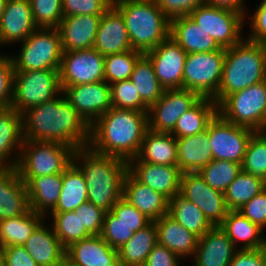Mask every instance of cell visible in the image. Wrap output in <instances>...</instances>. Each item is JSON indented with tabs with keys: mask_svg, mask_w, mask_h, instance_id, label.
<instances>
[{
	"mask_svg": "<svg viewBox=\"0 0 266 266\" xmlns=\"http://www.w3.org/2000/svg\"><path fill=\"white\" fill-rule=\"evenodd\" d=\"M201 97L184 88L165 89L162 96L149 107L148 129L171 133L178 119Z\"/></svg>",
	"mask_w": 266,
	"mask_h": 266,
	"instance_id": "13",
	"label": "cell"
},
{
	"mask_svg": "<svg viewBox=\"0 0 266 266\" xmlns=\"http://www.w3.org/2000/svg\"><path fill=\"white\" fill-rule=\"evenodd\" d=\"M61 92L59 69L14 71L11 107L22 114L27 109L53 100Z\"/></svg>",
	"mask_w": 266,
	"mask_h": 266,
	"instance_id": "9",
	"label": "cell"
},
{
	"mask_svg": "<svg viewBox=\"0 0 266 266\" xmlns=\"http://www.w3.org/2000/svg\"><path fill=\"white\" fill-rule=\"evenodd\" d=\"M47 218L33 210L20 216L0 220V249L8 246H23L34 230Z\"/></svg>",
	"mask_w": 266,
	"mask_h": 266,
	"instance_id": "36",
	"label": "cell"
},
{
	"mask_svg": "<svg viewBox=\"0 0 266 266\" xmlns=\"http://www.w3.org/2000/svg\"><path fill=\"white\" fill-rule=\"evenodd\" d=\"M112 212L131 228L133 232L145 228L152 222L123 197L113 206Z\"/></svg>",
	"mask_w": 266,
	"mask_h": 266,
	"instance_id": "50",
	"label": "cell"
},
{
	"mask_svg": "<svg viewBox=\"0 0 266 266\" xmlns=\"http://www.w3.org/2000/svg\"><path fill=\"white\" fill-rule=\"evenodd\" d=\"M235 249L220 226H213L198 238L193 266H229Z\"/></svg>",
	"mask_w": 266,
	"mask_h": 266,
	"instance_id": "24",
	"label": "cell"
},
{
	"mask_svg": "<svg viewBox=\"0 0 266 266\" xmlns=\"http://www.w3.org/2000/svg\"><path fill=\"white\" fill-rule=\"evenodd\" d=\"M65 260L71 266H120L118 250L101 235H91L66 248Z\"/></svg>",
	"mask_w": 266,
	"mask_h": 266,
	"instance_id": "18",
	"label": "cell"
},
{
	"mask_svg": "<svg viewBox=\"0 0 266 266\" xmlns=\"http://www.w3.org/2000/svg\"><path fill=\"white\" fill-rule=\"evenodd\" d=\"M14 71L11 56L0 54V109L11 107L13 100Z\"/></svg>",
	"mask_w": 266,
	"mask_h": 266,
	"instance_id": "49",
	"label": "cell"
},
{
	"mask_svg": "<svg viewBox=\"0 0 266 266\" xmlns=\"http://www.w3.org/2000/svg\"><path fill=\"white\" fill-rule=\"evenodd\" d=\"M170 36L187 53L213 52L222 49L189 16L170 20Z\"/></svg>",
	"mask_w": 266,
	"mask_h": 266,
	"instance_id": "30",
	"label": "cell"
},
{
	"mask_svg": "<svg viewBox=\"0 0 266 266\" xmlns=\"http://www.w3.org/2000/svg\"><path fill=\"white\" fill-rule=\"evenodd\" d=\"M62 182L63 173L32 178L26 184L30 209L47 217L57 204Z\"/></svg>",
	"mask_w": 266,
	"mask_h": 266,
	"instance_id": "33",
	"label": "cell"
},
{
	"mask_svg": "<svg viewBox=\"0 0 266 266\" xmlns=\"http://www.w3.org/2000/svg\"><path fill=\"white\" fill-rule=\"evenodd\" d=\"M158 243L155 222L140 229L118 249L120 266H143L148 254Z\"/></svg>",
	"mask_w": 266,
	"mask_h": 266,
	"instance_id": "35",
	"label": "cell"
},
{
	"mask_svg": "<svg viewBox=\"0 0 266 266\" xmlns=\"http://www.w3.org/2000/svg\"><path fill=\"white\" fill-rule=\"evenodd\" d=\"M113 0H62L63 16L103 15Z\"/></svg>",
	"mask_w": 266,
	"mask_h": 266,
	"instance_id": "48",
	"label": "cell"
},
{
	"mask_svg": "<svg viewBox=\"0 0 266 266\" xmlns=\"http://www.w3.org/2000/svg\"><path fill=\"white\" fill-rule=\"evenodd\" d=\"M263 266H266V247H264V262Z\"/></svg>",
	"mask_w": 266,
	"mask_h": 266,
	"instance_id": "61",
	"label": "cell"
},
{
	"mask_svg": "<svg viewBox=\"0 0 266 266\" xmlns=\"http://www.w3.org/2000/svg\"><path fill=\"white\" fill-rule=\"evenodd\" d=\"M180 193L199 207L213 226H219L227 216L224 193L211 188L198 172L182 173Z\"/></svg>",
	"mask_w": 266,
	"mask_h": 266,
	"instance_id": "15",
	"label": "cell"
},
{
	"mask_svg": "<svg viewBox=\"0 0 266 266\" xmlns=\"http://www.w3.org/2000/svg\"><path fill=\"white\" fill-rule=\"evenodd\" d=\"M7 1L8 0H0V18L2 16V13H3L4 9H5Z\"/></svg>",
	"mask_w": 266,
	"mask_h": 266,
	"instance_id": "59",
	"label": "cell"
},
{
	"mask_svg": "<svg viewBox=\"0 0 266 266\" xmlns=\"http://www.w3.org/2000/svg\"><path fill=\"white\" fill-rule=\"evenodd\" d=\"M128 171L142 184L161 193L168 200L180 192L182 172L178 166L147 162H128Z\"/></svg>",
	"mask_w": 266,
	"mask_h": 266,
	"instance_id": "22",
	"label": "cell"
},
{
	"mask_svg": "<svg viewBox=\"0 0 266 266\" xmlns=\"http://www.w3.org/2000/svg\"><path fill=\"white\" fill-rule=\"evenodd\" d=\"M218 113L228 122L253 131L266 130V80L228 95Z\"/></svg>",
	"mask_w": 266,
	"mask_h": 266,
	"instance_id": "7",
	"label": "cell"
},
{
	"mask_svg": "<svg viewBox=\"0 0 266 266\" xmlns=\"http://www.w3.org/2000/svg\"><path fill=\"white\" fill-rule=\"evenodd\" d=\"M62 93L90 126L112 107L110 86L105 81L65 86Z\"/></svg>",
	"mask_w": 266,
	"mask_h": 266,
	"instance_id": "17",
	"label": "cell"
},
{
	"mask_svg": "<svg viewBox=\"0 0 266 266\" xmlns=\"http://www.w3.org/2000/svg\"><path fill=\"white\" fill-rule=\"evenodd\" d=\"M225 48L213 52L189 53L183 71V88L200 97L214 98L218 92L225 60Z\"/></svg>",
	"mask_w": 266,
	"mask_h": 266,
	"instance_id": "10",
	"label": "cell"
},
{
	"mask_svg": "<svg viewBox=\"0 0 266 266\" xmlns=\"http://www.w3.org/2000/svg\"><path fill=\"white\" fill-rule=\"evenodd\" d=\"M130 80L148 107L154 104L165 90L155 75L151 61L145 55L137 61Z\"/></svg>",
	"mask_w": 266,
	"mask_h": 266,
	"instance_id": "40",
	"label": "cell"
},
{
	"mask_svg": "<svg viewBox=\"0 0 266 266\" xmlns=\"http://www.w3.org/2000/svg\"><path fill=\"white\" fill-rule=\"evenodd\" d=\"M104 57L94 48L63 52L59 69L61 89L104 81Z\"/></svg>",
	"mask_w": 266,
	"mask_h": 266,
	"instance_id": "14",
	"label": "cell"
},
{
	"mask_svg": "<svg viewBox=\"0 0 266 266\" xmlns=\"http://www.w3.org/2000/svg\"><path fill=\"white\" fill-rule=\"evenodd\" d=\"M88 201L87 184L82 172L72 163L63 172V182L56 206L50 212L74 211Z\"/></svg>",
	"mask_w": 266,
	"mask_h": 266,
	"instance_id": "38",
	"label": "cell"
},
{
	"mask_svg": "<svg viewBox=\"0 0 266 266\" xmlns=\"http://www.w3.org/2000/svg\"><path fill=\"white\" fill-rule=\"evenodd\" d=\"M110 86V101L113 108L148 112L149 107L141 100L133 82L118 81Z\"/></svg>",
	"mask_w": 266,
	"mask_h": 266,
	"instance_id": "45",
	"label": "cell"
},
{
	"mask_svg": "<svg viewBox=\"0 0 266 266\" xmlns=\"http://www.w3.org/2000/svg\"><path fill=\"white\" fill-rule=\"evenodd\" d=\"M58 266H71L66 260Z\"/></svg>",
	"mask_w": 266,
	"mask_h": 266,
	"instance_id": "62",
	"label": "cell"
},
{
	"mask_svg": "<svg viewBox=\"0 0 266 266\" xmlns=\"http://www.w3.org/2000/svg\"><path fill=\"white\" fill-rule=\"evenodd\" d=\"M22 143V115L12 107L0 109V168L17 167Z\"/></svg>",
	"mask_w": 266,
	"mask_h": 266,
	"instance_id": "27",
	"label": "cell"
},
{
	"mask_svg": "<svg viewBox=\"0 0 266 266\" xmlns=\"http://www.w3.org/2000/svg\"><path fill=\"white\" fill-rule=\"evenodd\" d=\"M62 95L21 114L23 141L55 142L74 150L89 146L90 125Z\"/></svg>",
	"mask_w": 266,
	"mask_h": 266,
	"instance_id": "1",
	"label": "cell"
},
{
	"mask_svg": "<svg viewBox=\"0 0 266 266\" xmlns=\"http://www.w3.org/2000/svg\"><path fill=\"white\" fill-rule=\"evenodd\" d=\"M180 259L176 254L158 243L148 254L143 266H179Z\"/></svg>",
	"mask_w": 266,
	"mask_h": 266,
	"instance_id": "55",
	"label": "cell"
},
{
	"mask_svg": "<svg viewBox=\"0 0 266 266\" xmlns=\"http://www.w3.org/2000/svg\"><path fill=\"white\" fill-rule=\"evenodd\" d=\"M176 142V138L171 133H158L148 129L138 156L129 162L177 166Z\"/></svg>",
	"mask_w": 266,
	"mask_h": 266,
	"instance_id": "32",
	"label": "cell"
},
{
	"mask_svg": "<svg viewBox=\"0 0 266 266\" xmlns=\"http://www.w3.org/2000/svg\"><path fill=\"white\" fill-rule=\"evenodd\" d=\"M158 244L166 247L180 259L193 257L198 236L188 231L168 213L155 221Z\"/></svg>",
	"mask_w": 266,
	"mask_h": 266,
	"instance_id": "29",
	"label": "cell"
},
{
	"mask_svg": "<svg viewBox=\"0 0 266 266\" xmlns=\"http://www.w3.org/2000/svg\"><path fill=\"white\" fill-rule=\"evenodd\" d=\"M265 188L266 182L262 178L241 170L224 192L228 210L238 211Z\"/></svg>",
	"mask_w": 266,
	"mask_h": 266,
	"instance_id": "39",
	"label": "cell"
},
{
	"mask_svg": "<svg viewBox=\"0 0 266 266\" xmlns=\"http://www.w3.org/2000/svg\"><path fill=\"white\" fill-rule=\"evenodd\" d=\"M0 266H7L4 255L1 250H0Z\"/></svg>",
	"mask_w": 266,
	"mask_h": 266,
	"instance_id": "60",
	"label": "cell"
},
{
	"mask_svg": "<svg viewBox=\"0 0 266 266\" xmlns=\"http://www.w3.org/2000/svg\"><path fill=\"white\" fill-rule=\"evenodd\" d=\"M163 14L172 20L176 17L189 16L205 0H155Z\"/></svg>",
	"mask_w": 266,
	"mask_h": 266,
	"instance_id": "53",
	"label": "cell"
},
{
	"mask_svg": "<svg viewBox=\"0 0 266 266\" xmlns=\"http://www.w3.org/2000/svg\"><path fill=\"white\" fill-rule=\"evenodd\" d=\"M122 14L132 49L146 53L170 36V20L155 0H113Z\"/></svg>",
	"mask_w": 266,
	"mask_h": 266,
	"instance_id": "5",
	"label": "cell"
},
{
	"mask_svg": "<svg viewBox=\"0 0 266 266\" xmlns=\"http://www.w3.org/2000/svg\"><path fill=\"white\" fill-rule=\"evenodd\" d=\"M143 55L144 53L134 49L105 55L104 81L107 84H112L118 81L129 80L137 61Z\"/></svg>",
	"mask_w": 266,
	"mask_h": 266,
	"instance_id": "42",
	"label": "cell"
},
{
	"mask_svg": "<svg viewBox=\"0 0 266 266\" xmlns=\"http://www.w3.org/2000/svg\"><path fill=\"white\" fill-rule=\"evenodd\" d=\"M23 246L38 266H58L65 261L66 249L55 235L53 227H47L45 221L34 230Z\"/></svg>",
	"mask_w": 266,
	"mask_h": 266,
	"instance_id": "26",
	"label": "cell"
},
{
	"mask_svg": "<svg viewBox=\"0 0 266 266\" xmlns=\"http://www.w3.org/2000/svg\"><path fill=\"white\" fill-rule=\"evenodd\" d=\"M177 166L182 173L198 172L213 160L209 139V124L203 132L176 138Z\"/></svg>",
	"mask_w": 266,
	"mask_h": 266,
	"instance_id": "28",
	"label": "cell"
},
{
	"mask_svg": "<svg viewBox=\"0 0 266 266\" xmlns=\"http://www.w3.org/2000/svg\"><path fill=\"white\" fill-rule=\"evenodd\" d=\"M218 113V105L212 98L201 97L176 122L171 132L175 138L199 134L207 129L210 121Z\"/></svg>",
	"mask_w": 266,
	"mask_h": 266,
	"instance_id": "34",
	"label": "cell"
},
{
	"mask_svg": "<svg viewBox=\"0 0 266 266\" xmlns=\"http://www.w3.org/2000/svg\"><path fill=\"white\" fill-rule=\"evenodd\" d=\"M168 214L198 237H202L213 227L201 209L187 201L180 192L169 199Z\"/></svg>",
	"mask_w": 266,
	"mask_h": 266,
	"instance_id": "37",
	"label": "cell"
},
{
	"mask_svg": "<svg viewBox=\"0 0 266 266\" xmlns=\"http://www.w3.org/2000/svg\"><path fill=\"white\" fill-rule=\"evenodd\" d=\"M11 56L15 71L60 69L63 49L57 28H36Z\"/></svg>",
	"mask_w": 266,
	"mask_h": 266,
	"instance_id": "8",
	"label": "cell"
},
{
	"mask_svg": "<svg viewBox=\"0 0 266 266\" xmlns=\"http://www.w3.org/2000/svg\"><path fill=\"white\" fill-rule=\"evenodd\" d=\"M238 211L252 223L266 228V188L251 200L246 202Z\"/></svg>",
	"mask_w": 266,
	"mask_h": 266,
	"instance_id": "51",
	"label": "cell"
},
{
	"mask_svg": "<svg viewBox=\"0 0 266 266\" xmlns=\"http://www.w3.org/2000/svg\"><path fill=\"white\" fill-rule=\"evenodd\" d=\"M36 28L29 0H8L0 18V46L22 42Z\"/></svg>",
	"mask_w": 266,
	"mask_h": 266,
	"instance_id": "19",
	"label": "cell"
},
{
	"mask_svg": "<svg viewBox=\"0 0 266 266\" xmlns=\"http://www.w3.org/2000/svg\"><path fill=\"white\" fill-rule=\"evenodd\" d=\"M93 48L104 56L133 50L124 18L113 5L101 17Z\"/></svg>",
	"mask_w": 266,
	"mask_h": 266,
	"instance_id": "20",
	"label": "cell"
},
{
	"mask_svg": "<svg viewBox=\"0 0 266 266\" xmlns=\"http://www.w3.org/2000/svg\"><path fill=\"white\" fill-rule=\"evenodd\" d=\"M244 0H205L206 4L230 9L241 13L246 17V7L244 6Z\"/></svg>",
	"mask_w": 266,
	"mask_h": 266,
	"instance_id": "58",
	"label": "cell"
},
{
	"mask_svg": "<svg viewBox=\"0 0 266 266\" xmlns=\"http://www.w3.org/2000/svg\"><path fill=\"white\" fill-rule=\"evenodd\" d=\"M102 15L64 16L57 27L63 52L93 48Z\"/></svg>",
	"mask_w": 266,
	"mask_h": 266,
	"instance_id": "21",
	"label": "cell"
},
{
	"mask_svg": "<svg viewBox=\"0 0 266 266\" xmlns=\"http://www.w3.org/2000/svg\"><path fill=\"white\" fill-rule=\"evenodd\" d=\"M266 80V43L243 38L226 48L220 86L213 100L219 105L228 95Z\"/></svg>",
	"mask_w": 266,
	"mask_h": 266,
	"instance_id": "4",
	"label": "cell"
},
{
	"mask_svg": "<svg viewBox=\"0 0 266 266\" xmlns=\"http://www.w3.org/2000/svg\"><path fill=\"white\" fill-rule=\"evenodd\" d=\"M74 149L55 142L23 141L17 165L21 180L63 173L73 161Z\"/></svg>",
	"mask_w": 266,
	"mask_h": 266,
	"instance_id": "6",
	"label": "cell"
},
{
	"mask_svg": "<svg viewBox=\"0 0 266 266\" xmlns=\"http://www.w3.org/2000/svg\"><path fill=\"white\" fill-rule=\"evenodd\" d=\"M37 27L57 28L63 19L62 0H29Z\"/></svg>",
	"mask_w": 266,
	"mask_h": 266,
	"instance_id": "46",
	"label": "cell"
},
{
	"mask_svg": "<svg viewBox=\"0 0 266 266\" xmlns=\"http://www.w3.org/2000/svg\"><path fill=\"white\" fill-rule=\"evenodd\" d=\"M241 167L243 171L266 182V130L252 134Z\"/></svg>",
	"mask_w": 266,
	"mask_h": 266,
	"instance_id": "44",
	"label": "cell"
},
{
	"mask_svg": "<svg viewBox=\"0 0 266 266\" xmlns=\"http://www.w3.org/2000/svg\"><path fill=\"white\" fill-rule=\"evenodd\" d=\"M147 130L148 112L111 107L90 126L88 147L129 162L138 156Z\"/></svg>",
	"mask_w": 266,
	"mask_h": 266,
	"instance_id": "2",
	"label": "cell"
},
{
	"mask_svg": "<svg viewBox=\"0 0 266 266\" xmlns=\"http://www.w3.org/2000/svg\"><path fill=\"white\" fill-rule=\"evenodd\" d=\"M144 55L151 61L155 75L164 89L183 88L187 53L171 36Z\"/></svg>",
	"mask_w": 266,
	"mask_h": 266,
	"instance_id": "16",
	"label": "cell"
},
{
	"mask_svg": "<svg viewBox=\"0 0 266 266\" xmlns=\"http://www.w3.org/2000/svg\"><path fill=\"white\" fill-rule=\"evenodd\" d=\"M264 247L260 249H237L229 266H263Z\"/></svg>",
	"mask_w": 266,
	"mask_h": 266,
	"instance_id": "57",
	"label": "cell"
},
{
	"mask_svg": "<svg viewBox=\"0 0 266 266\" xmlns=\"http://www.w3.org/2000/svg\"><path fill=\"white\" fill-rule=\"evenodd\" d=\"M241 170L239 163L213 159L198 173L211 188L224 193Z\"/></svg>",
	"mask_w": 266,
	"mask_h": 266,
	"instance_id": "43",
	"label": "cell"
},
{
	"mask_svg": "<svg viewBox=\"0 0 266 266\" xmlns=\"http://www.w3.org/2000/svg\"><path fill=\"white\" fill-rule=\"evenodd\" d=\"M189 17L221 48H230L243 39L241 31L246 18L239 12L204 3Z\"/></svg>",
	"mask_w": 266,
	"mask_h": 266,
	"instance_id": "11",
	"label": "cell"
},
{
	"mask_svg": "<svg viewBox=\"0 0 266 266\" xmlns=\"http://www.w3.org/2000/svg\"><path fill=\"white\" fill-rule=\"evenodd\" d=\"M49 214L53 218L51 225H53L55 235L65 249L71 244L91 236L81 223L80 209L67 212H50Z\"/></svg>",
	"mask_w": 266,
	"mask_h": 266,
	"instance_id": "41",
	"label": "cell"
},
{
	"mask_svg": "<svg viewBox=\"0 0 266 266\" xmlns=\"http://www.w3.org/2000/svg\"><path fill=\"white\" fill-rule=\"evenodd\" d=\"M82 225L91 235H100L102 232L105 211L87 201L78 207Z\"/></svg>",
	"mask_w": 266,
	"mask_h": 266,
	"instance_id": "52",
	"label": "cell"
},
{
	"mask_svg": "<svg viewBox=\"0 0 266 266\" xmlns=\"http://www.w3.org/2000/svg\"><path fill=\"white\" fill-rule=\"evenodd\" d=\"M0 250L4 255L7 266H38L24 246H8Z\"/></svg>",
	"mask_w": 266,
	"mask_h": 266,
	"instance_id": "56",
	"label": "cell"
},
{
	"mask_svg": "<svg viewBox=\"0 0 266 266\" xmlns=\"http://www.w3.org/2000/svg\"><path fill=\"white\" fill-rule=\"evenodd\" d=\"M72 163L82 172L87 184L88 201L105 212L123 197V183L128 162L113 156L101 155L89 147L77 149Z\"/></svg>",
	"mask_w": 266,
	"mask_h": 266,
	"instance_id": "3",
	"label": "cell"
},
{
	"mask_svg": "<svg viewBox=\"0 0 266 266\" xmlns=\"http://www.w3.org/2000/svg\"><path fill=\"white\" fill-rule=\"evenodd\" d=\"M237 249H260L266 247V236L259 225L252 223L239 211H228L219 225ZM243 242L240 248L238 242Z\"/></svg>",
	"mask_w": 266,
	"mask_h": 266,
	"instance_id": "31",
	"label": "cell"
},
{
	"mask_svg": "<svg viewBox=\"0 0 266 266\" xmlns=\"http://www.w3.org/2000/svg\"><path fill=\"white\" fill-rule=\"evenodd\" d=\"M123 198L152 222L168 213L169 200L161 193L139 182L129 171L123 183Z\"/></svg>",
	"mask_w": 266,
	"mask_h": 266,
	"instance_id": "25",
	"label": "cell"
},
{
	"mask_svg": "<svg viewBox=\"0 0 266 266\" xmlns=\"http://www.w3.org/2000/svg\"><path fill=\"white\" fill-rule=\"evenodd\" d=\"M134 234L112 211L105 213L101 237L114 249L123 246Z\"/></svg>",
	"mask_w": 266,
	"mask_h": 266,
	"instance_id": "47",
	"label": "cell"
},
{
	"mask_svg": "<svg viewBox=\"0 0 266 266\" xmlns=\"http://www.w3.org/2000/svg\"><path fill=\"white\" fill-rule=\"evenodd\" d=\"M253 131L225 120L219 113L209 123V141L213 159L242 165Z\"/></svg>",
	"mask_w": 266,
	"mask_h": 266,
	"instance_id": "12",
	"label": "cell"
},
{
	"mask_svg": "<svg viewBox=\"0 0 266 266\" xmlns=\"http://www.w3.org/2000/svg\"><path fill=\"white\" fill-rule=\"evenodd\" d=\"M29 210L26 184L17 167L0 168V220L20 216Z\"/></svg>",
	"mask_w": 266,
	"mask_h": 266,
	"instance_id": "23",
	"label": "cell"
},
{
	"mask_svg": "<svg viewBox=\"0 0 266 266\" xmlns=\"http://www.w3.org/2000/svg\"><path fill=\"white\" fill-rule=\"evenodd\" d=\"M251 34L246 39L253 42L266 43V0H262L257 6L254 15H250Z\"/></svg>",
	"mask_w": 266,
	"mask_h": 266,
	"instance_id": "54",
	"label": "cell"
}]
</instances>
